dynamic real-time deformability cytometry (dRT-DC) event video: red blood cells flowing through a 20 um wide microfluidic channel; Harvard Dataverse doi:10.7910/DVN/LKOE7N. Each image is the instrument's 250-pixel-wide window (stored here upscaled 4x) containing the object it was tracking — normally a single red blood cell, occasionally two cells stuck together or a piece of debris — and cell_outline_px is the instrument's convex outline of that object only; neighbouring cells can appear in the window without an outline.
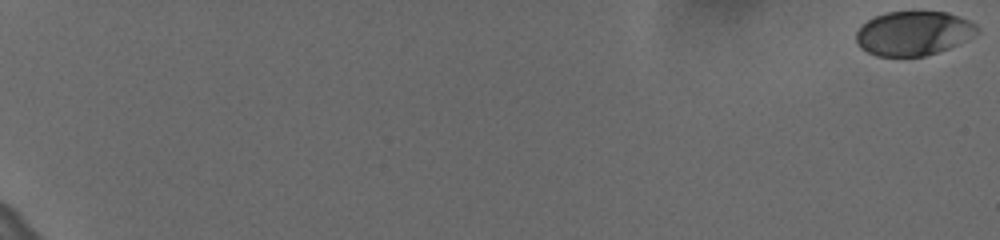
{"species": "human", "species_latin": "Homo sapiens", "temperature_condition": "cold", "stored_images_in_passage": 55, "camera_frame_rate_fps": 3000, "um_per_image_px": 0.085, "donor": {"sex": "female"}, "frame": {"image": 1, "passage_image": 1, "time_ms": 0.0, "image_size_px": [1000, 240], "cell_outline_px": [[980, 32], [948, 48], [924, 56], [876, 56], [860, 48], [856, 44], [856, 32], [868, 20], [876, 16], [888, 12], [948, 12], [968, 20], [976, 24], [980, 28]], "centroid_in_image_um": [77.64, 2.83], "position_along_channel_um": 7.4, "area_um2": 30.98}}
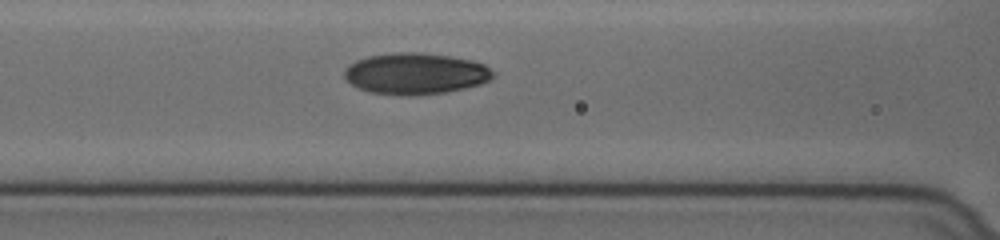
{"frame": {"image": 2, "passage_image": 31, "time_ms": 10.0, "image_size_px": [1000, 240], "cell_outline_px": [[496, 76], [492, 80], [480, 84], [448, 92], [416, 96], [404, 96], [368, 92], [352, 84], [344, 76], [344, 68], [348, 64], [356, 60], [368, 56], [396, 52], [420, 52], [452, 56], [472, 60], [484, 64]], "centroid_in_image_um": [35.33, 6.26], "position_along_channel_um": 131.3, "area_um2": 36.24}}
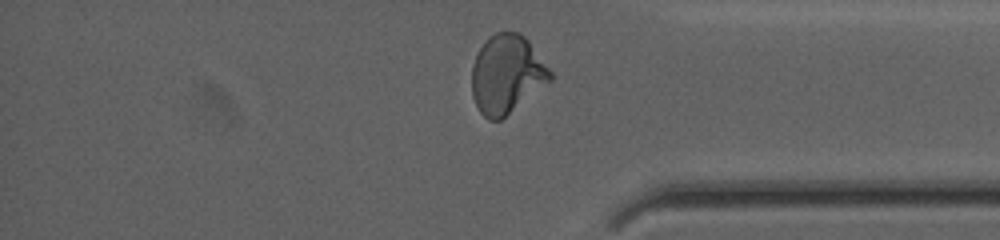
{"frame": {"image": 3, "passage_image": 53, "time_ms": 17.333, "image_size_px": [1000, 240], "cell_outline_px": [[552, 80], [500, 120], [488, 120], [480, 112], [472, 96], [472, 64], [480, 48], [488, 36], [496, 32], [520, 32], [528, 40], [552, 72]], "centroid_in_image_um": [43.07, 6.3], "position_along_channel_um": 392.1, "area_um2": 35.72}, "authors_computed_cell_mechanics": {"area_um2": 33.6396, "velocity_mm_per_s": 3.6252, "shape_relaxation_time_tau1_ms": 3.9147, "shape_relaxation_time_tau2_ms": 1.3745, "deformation_change_tau1": 0.1506, "deformation_change_tau2": 0.0557}}